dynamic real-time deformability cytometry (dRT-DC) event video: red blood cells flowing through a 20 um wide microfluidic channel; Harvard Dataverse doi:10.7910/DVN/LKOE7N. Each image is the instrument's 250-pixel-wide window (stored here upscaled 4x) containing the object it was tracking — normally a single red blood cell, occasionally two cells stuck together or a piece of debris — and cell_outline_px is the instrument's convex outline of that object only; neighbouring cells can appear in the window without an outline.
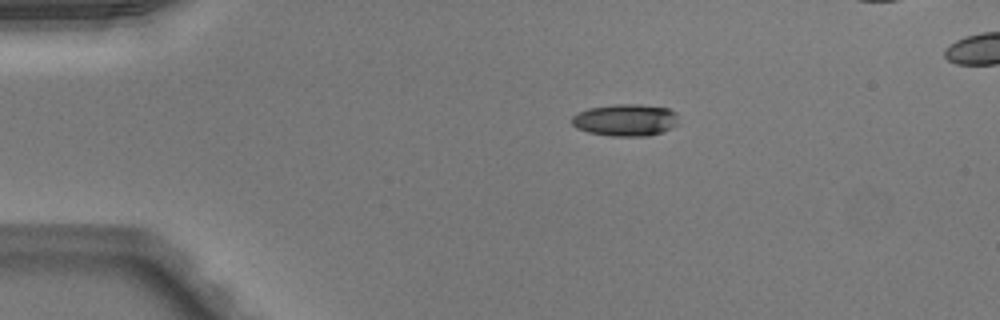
{"species": "Egyptian fruit bat (a non-hibernating species)", "species_latin": "Rousettus aegyptiacus", "temperature_condition": "warm", "stored_images_in_passage": 40, "camera_frame_rate_fps": 3000, "um_per_image_px": 0.085, "animal": {"sex": "male"}, "frame": {"image": 1, "passage_image": 1, "time_ms": 0.0, "image_size_px": [1000, 320], "cell_outline_px": [[676, 124], [672, 128], [664, 132], [648, 136], [608, 136], [588, 132], [576, 128], [572, 124], [572, 116], [588, 108], [616, 104], [640, 104], [668, 108], [676, 112]], "centroid_in_image_um": [53.16, 10.21], "position_along_channel_um": 31.8, "area_um2": 20.0}}
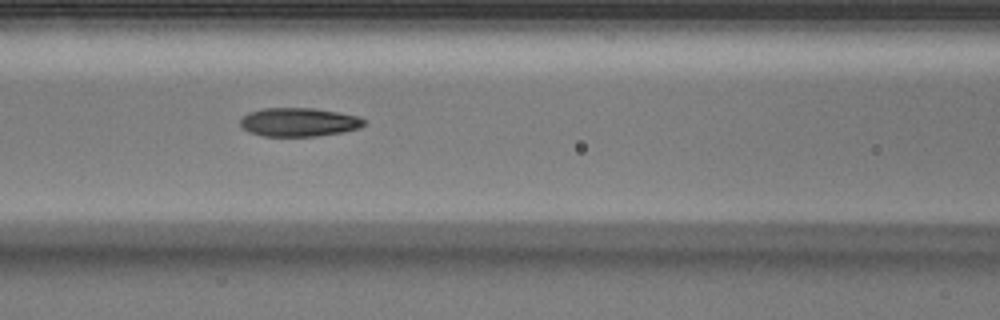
{"frame": {"image": 2, "passage_image": 13, "time_ms": 4.0, "image_size_px": [1000, 320], "cell_outline_px": [[368, 120], [360, 128], [340, 132], [316, 136], [264, 136], [248, 132], [240, 124], [240, 120], [248, 112], [264, 108], [312, 108], [360, 116]], "centroid_in_image_um": [25.41, 10.38], "position_along_channel_um": 141.2, "area_um2": 20.63}}
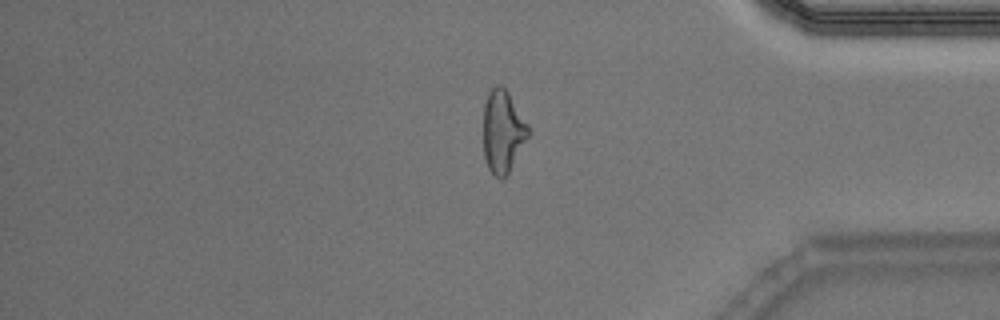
{"frame": {"image": 3, "passage_image": 33, "time_ms": 10.667, "image_size_px": [1000, 320], "cell_outline_px": [[532, 132], [504, 180], [500, 180], [488, 168], [484, 160], [484, 104], [488, 92], [496, 84], [500, 84], [508, 92], [528, 124]], "centroid_in_image_um": [42.75, 11.19], "position_along_channel_um": 392.4, "area_um2": 21.85}, "authors_computed_cell_mechanics": {"area_um2": 20.9814, "velocity_mm_per_s": 4.0735, "shape_relaxation_time_tau1_ms": 5.2764, "shape_relaxation_time_tau2_ms": 2.1954, "deformation_change_tau1": 0.1859, "deformation_change_tau2": 0.111}}